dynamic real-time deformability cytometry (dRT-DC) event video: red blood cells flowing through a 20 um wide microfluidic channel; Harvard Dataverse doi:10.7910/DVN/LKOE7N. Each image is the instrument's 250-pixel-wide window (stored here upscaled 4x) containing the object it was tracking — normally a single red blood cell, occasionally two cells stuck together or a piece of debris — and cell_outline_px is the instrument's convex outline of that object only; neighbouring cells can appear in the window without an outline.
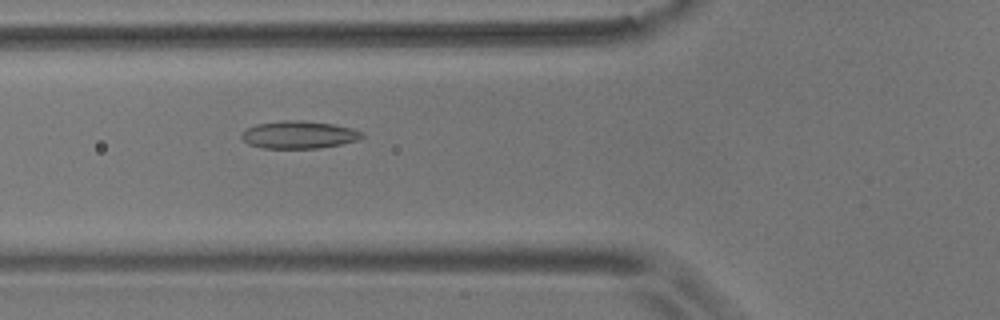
{"species": "common noctule bat (a hibernating species)", "species_latin": "Nyctalus noctula", "temperature_condition": "room temperature", "stored_images_in_passage": 44, "camera_frame_rate_fps": 3000, "um_per_image_px": 0.085, "animal": {"sex": "male", "body_mass_g": 17.9}, "frame": {"image": 1, "passage_image": 13, "time_ms": 4.0, "image_size_px": [1000, 320], "cell_outline_px": [[364, 136], [360, 140], [320, 148], [264, 148], [248, 144], [240, 136], [240, 132], [244, 128], [256, 124], [284, 120], [304, 120], [332, 124], [352, 128], [364, 132]], "centroid_in_image_um": [25.39, 11.44], "position_along_channel_um": 100.4, "area_um2": 19.59}}
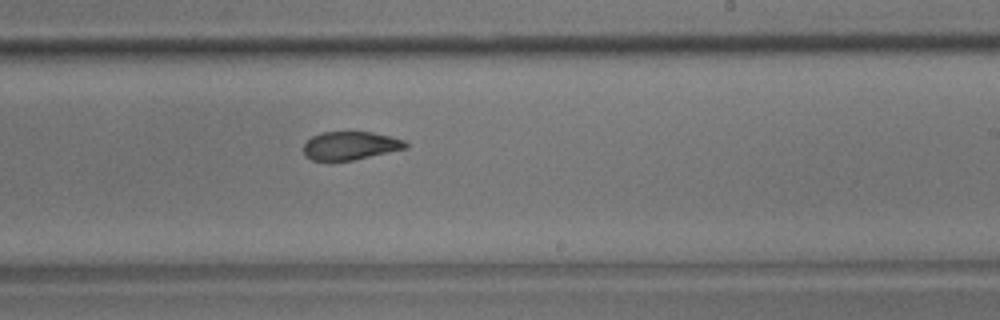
{"frame": {"image": 2, "passage_image": 26, "time_ms": 8.333, "image_size_px": [1000, 320], "cell_outline_px": [[408, 148], [352, 160], [312, 160], [304, 156], [304, 144], [312, 136], [320, 132], [372, 132], [404, 140], [408, 144]], "centroid_in_image_um": [29.77, 12.38], "position_along_channel_um": 259.2, "area_um2": 16.7}}
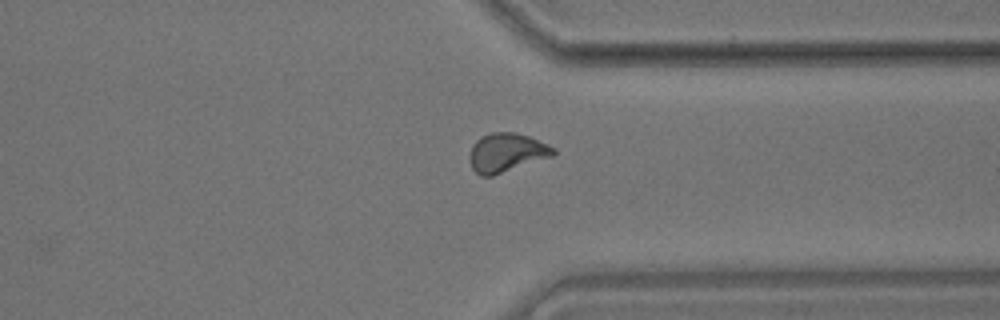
{"frame": {"image": 3, "passage_image": 35, "time_ms": 11.333, "image_size_px": [1000, 320], "cell_outline_px": [[556, 152], [552, 156], [492, 176], [480, 176], [472, 168], [468, 160], [468, 156], [472, 144], [480, 136], [492, 132], [512, 132], [528, 136], [548, 144], [556, 148]], "centroid_in_image_um": [43.01, 12.97], "position_along_channel_um": 368.4, "area_um2": 19.07}, "authors_computed_cell_mechanics": {"area_um2": 18.5249, "velocity_mm_per_s": 3.6622, "shape_relaxation_time_tau1_ms": 7.7411, "shape_relaxation_time_tau2_ms": 1.2345, "deformation_change_tau1": 0.1615, "deformation_change_tau2": 0.056}}